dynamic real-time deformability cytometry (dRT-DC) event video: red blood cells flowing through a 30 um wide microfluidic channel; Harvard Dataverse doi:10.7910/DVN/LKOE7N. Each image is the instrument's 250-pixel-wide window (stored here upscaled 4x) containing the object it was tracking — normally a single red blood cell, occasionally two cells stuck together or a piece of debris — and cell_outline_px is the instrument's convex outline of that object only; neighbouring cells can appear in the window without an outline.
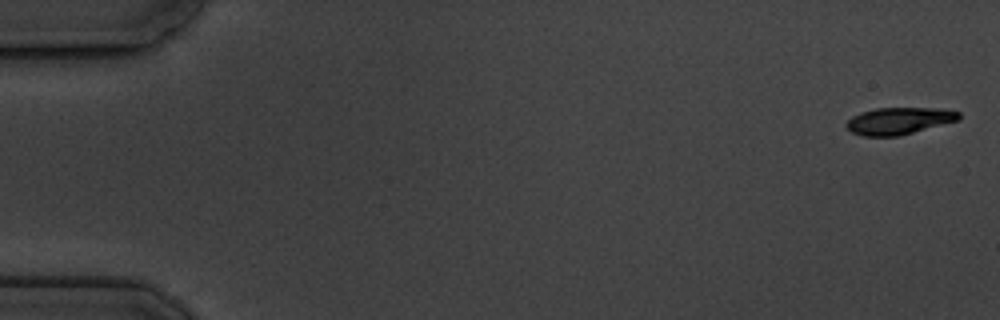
{"species": "common noctule bat (a hibernating species)", "species_latin": "Nyctalus noctula", "temperature_condition": "cold", "stored_images_in_passage": 6, "camera_frame_rate_fps": 3000, "um_per_image_px": 0.085, "animal": {"sex": "male", "body_mass_g": 19.5, "forearm_length_mm": 54.6}, "frame": {"image": 1, "passage_image": 1, "time_ms": 0.0, "image_size_px": [1000, 320], "cell_outline_px": [[960, 120], [900, 136], [864, 136], [852, 132], [844, 124], [852, 116], [860, 112], [876, 108], [940, 108], [960, 112]], "centroid_in_image_um": [76.43, 10.27], "position_along_channel_um": 8.6, "area_um2": 17.8}}
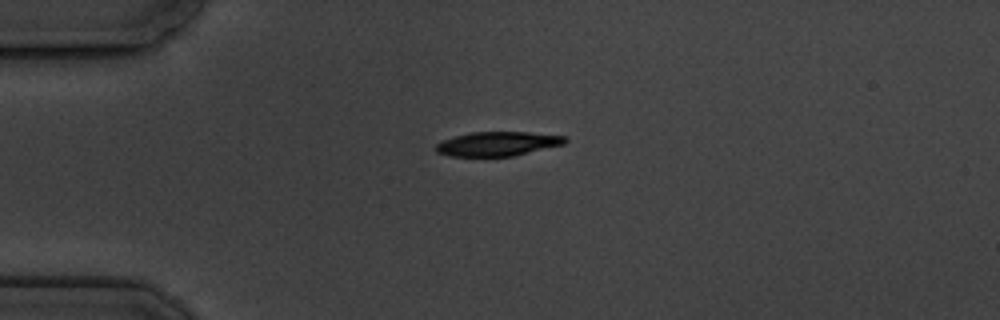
{"frame": {"image": 2, "passage_image": 4, "time_ms": 4.333, "image_size_px": [1000, 320], "cell_outline_px": [[568, 140], [564, 144], [512, 156], [448, 156], [436, 152], [436, 144], [440, 140], [472, 132], [528, 132], [568, 136]], "centroid_in_image_um": [42.3, 12.22], "position_along_channel_um": 42.7, "area_um2": 18.26}}